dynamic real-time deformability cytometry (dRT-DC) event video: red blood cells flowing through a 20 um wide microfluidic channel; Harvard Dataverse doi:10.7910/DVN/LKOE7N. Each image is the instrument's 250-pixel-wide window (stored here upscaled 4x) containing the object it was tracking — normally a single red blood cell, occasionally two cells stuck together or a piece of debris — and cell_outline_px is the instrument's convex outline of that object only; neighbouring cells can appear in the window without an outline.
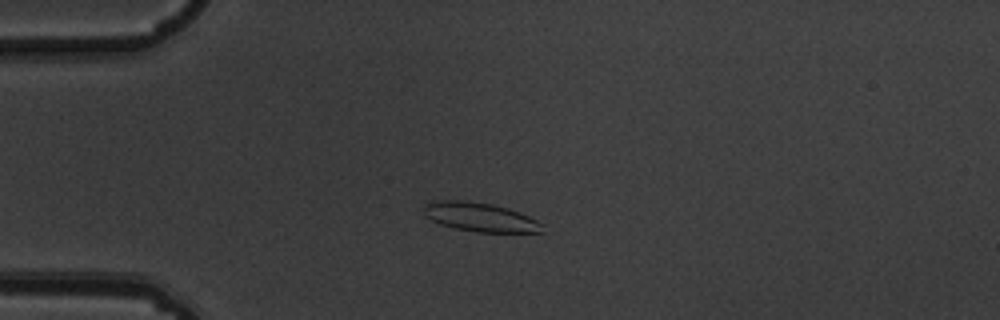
{"species": "common noctule bat (a hibernating species)", "species_latin": "Nyctalus noctula", "temperature_condition": "warm", "stored_images_in_passage": 5, "camera_frame_rate_fps": 3000, "um_per_image_px": 0.085, "animal": {"sex": "male", "body_mass_g": 19.5, "forearm_length_mm": 54.6}, "frame": {"image": 1, "passage_image": 3, "time_ms": 0.667, "image_size_px": [1000, 320], "cell_outline_px": [[544, 232], [476, 232], [456, 228], [440, 224], [424, 216], [424, 204], [436, 200], [464, 200], [492, 204], [508, 208], [528, 216], [544, 224]], "centroid_in_image_um": [40.81, 18.45], "position_along_channel_um": 44.2, "area_um2": 20.06}}